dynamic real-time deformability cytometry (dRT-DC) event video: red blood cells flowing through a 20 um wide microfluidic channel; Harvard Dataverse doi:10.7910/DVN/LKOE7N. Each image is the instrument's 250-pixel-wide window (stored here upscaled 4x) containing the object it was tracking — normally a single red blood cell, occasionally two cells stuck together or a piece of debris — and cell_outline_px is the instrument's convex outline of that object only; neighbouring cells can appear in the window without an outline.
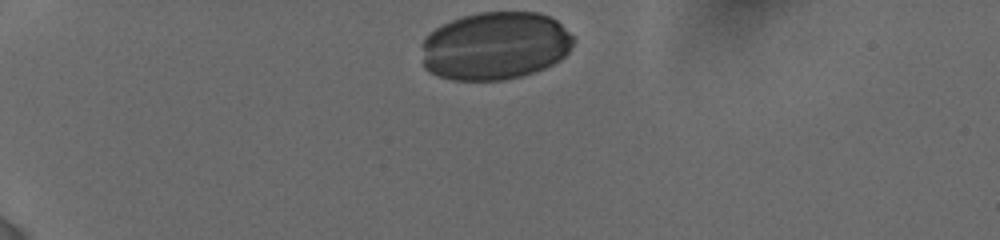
{"species": "human", "species_latin": "Homo sapiens", "temperature_condition": "cold", "stored_images_in_passage": 22, "camera_frame_rate_fps": 3000, "um_per_image_px": 0.085, "donor": {"sex": "female"}, "frame": {"image": 1, "passage_image": 1, "time_ms": 0.0, "image_size_px": [1000, 240], "cell_outline_px": [[576, 40], [568, 52], [560, 60], [544, 68], [520, 76], [504, 80], [452, 80], [436, 76], [424, 68], [420, 44], [424, 36], [428, 32], [452, 20], [464, 16], [480, 12], [540, 12], [556, 20]], "centroid_in_image_um": [42.04, 3.9], "position_along_channel_um": 43.0, "area_um2": 60.52}}